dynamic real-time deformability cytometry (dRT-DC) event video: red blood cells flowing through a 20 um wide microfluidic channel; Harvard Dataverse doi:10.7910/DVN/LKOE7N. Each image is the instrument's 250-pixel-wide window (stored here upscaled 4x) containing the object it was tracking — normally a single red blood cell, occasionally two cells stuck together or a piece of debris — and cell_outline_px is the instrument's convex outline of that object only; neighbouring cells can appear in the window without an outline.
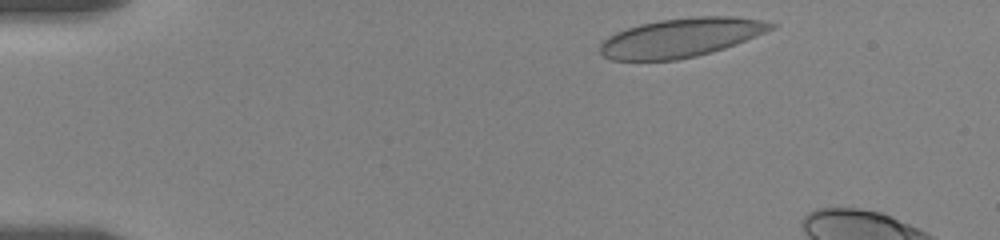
{"species": "human", "species_latin": "Homo sapiens", "temperature_condition": "room temperature", "stored_images_in_passage": 4, "camera_frame_rate_fps": 3000, "um_per_image_px": 0.085, "donor": {"sex": "female"}, "frame": {"image": 1, "passage_image": 1, "time_ms": 0.0, "image_size_px": [1000, 240], "cell_outline_px": [[776, 28], [736, 44], [724, 48], [696, 56], [676, 60], [612, 60], [604, 56], [600, 52], [600, 44], [608, 36], [616, 32], [640, 24], [660, 20], [696, 16], [732, 16], [760, 20], [776, 24]], "centroid_in_image_um": [57.89, 3.19], "position_along_channel_um": 27.1, "area_um2": 38.61}}